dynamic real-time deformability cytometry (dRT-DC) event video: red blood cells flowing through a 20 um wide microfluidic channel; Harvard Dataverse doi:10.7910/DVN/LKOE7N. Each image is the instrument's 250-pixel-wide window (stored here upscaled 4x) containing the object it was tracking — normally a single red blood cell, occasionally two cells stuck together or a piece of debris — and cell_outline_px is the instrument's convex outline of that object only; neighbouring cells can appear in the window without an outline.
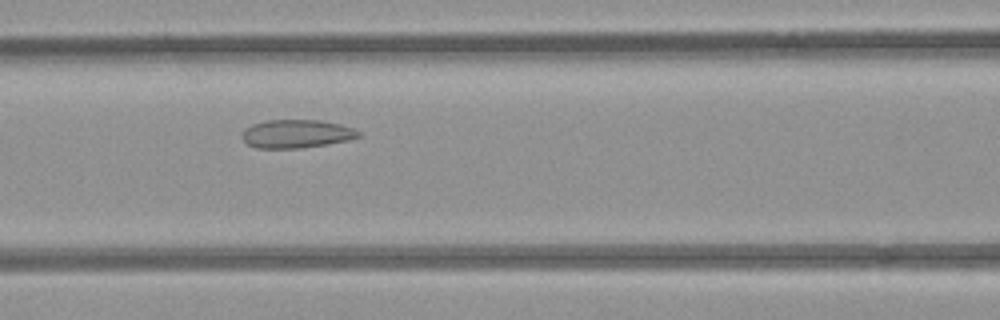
{"species": "common noctule bat (a hibernating species)", "species_latin": "Nyctalus noctula", "temperature_condition": "room temperature", "stored_images_in_passage": 4, "camera_frame_rate_fps": 3000, "um_per_image_px": 0.085, "animal": {"sex": "female", "body_mass_g": 21.9}, "frame": {"image": 1, "passage_image": 3, "time_ms": 3.333, "image_size_px": [1000, 320], "cell_outline_px": [[360, 136], [348, 140], [300, 148], [256, 148], [248, 144], [240, 136], [244, 128], [252, 124], [264, 120], [320, 120], [340, 124], [352, 128], [360, 132]], "centroid_in_image_um": [25.15, 11.36], "position_along_channel_um": 141.5, "area_um2": 19.19}}
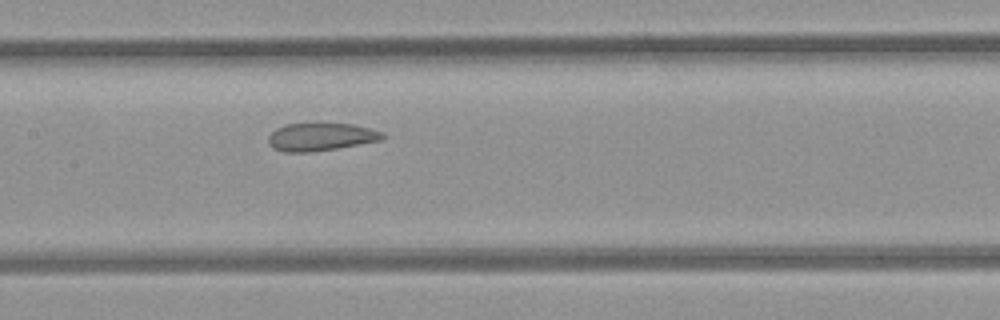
{"frame": {"image": 2, "passage_image": 4, "time_ms": 4.333, "image_size_px": [1000, 320], "cell_outline_px": [[384, 140], [336, 148], [308, 152], [284, 152], [272, 148], [268, 144], [268, 136], [276, 128], [284, 124], [316, 120], [320, 120], [352, 124], [384, 132]], "centroid_in_image_um": [27.24, 11.57], "position_along_channel_um": 180.2, "area_um2": 19.48}}